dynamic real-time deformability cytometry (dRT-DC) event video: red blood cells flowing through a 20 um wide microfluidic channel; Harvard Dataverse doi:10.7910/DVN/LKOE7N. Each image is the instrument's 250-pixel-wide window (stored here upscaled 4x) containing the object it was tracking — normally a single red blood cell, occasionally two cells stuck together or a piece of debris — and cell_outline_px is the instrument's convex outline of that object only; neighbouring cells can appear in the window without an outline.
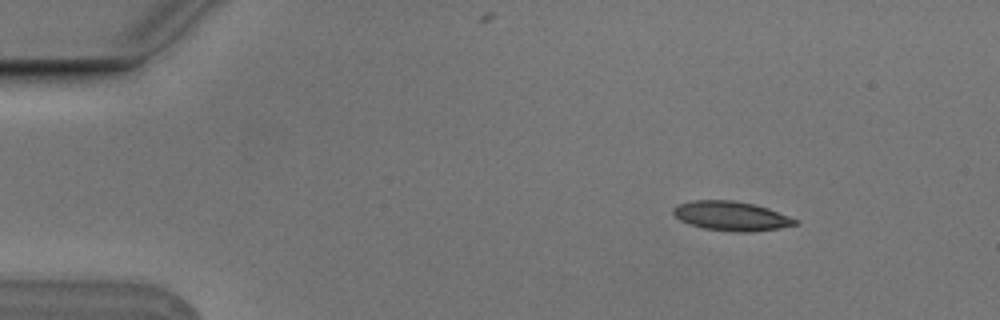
{"species": "Egyptian fruit bat (a non-hibernating species)", "species_latin": "Rousettus aegyptiacus", "temperature_condition": "cold", "stored_images_in_passage": 4, "camera_frame_rate_fps": 3000, "um_per_image_px": 0.085, "animal": {"sex": "male"}, "frame": {"image": 1, "passage_image": 2, "time_ms": 0.333, "image_size_px": [1000, 320], "cell_outline_px": [[800, 224], [780, 228], [748, 232], [736, 232], [704, 228], [688, 224], [680, 220], [672, 212], [672, 208], [676, 204], [692, 200], [732, 200], [756, 204], [768, 208], [800, 220]], "centroid_in_image_um": [62.17, 18.35], "position_along_channel_um": 22.8, "area_um2": 21.1}}